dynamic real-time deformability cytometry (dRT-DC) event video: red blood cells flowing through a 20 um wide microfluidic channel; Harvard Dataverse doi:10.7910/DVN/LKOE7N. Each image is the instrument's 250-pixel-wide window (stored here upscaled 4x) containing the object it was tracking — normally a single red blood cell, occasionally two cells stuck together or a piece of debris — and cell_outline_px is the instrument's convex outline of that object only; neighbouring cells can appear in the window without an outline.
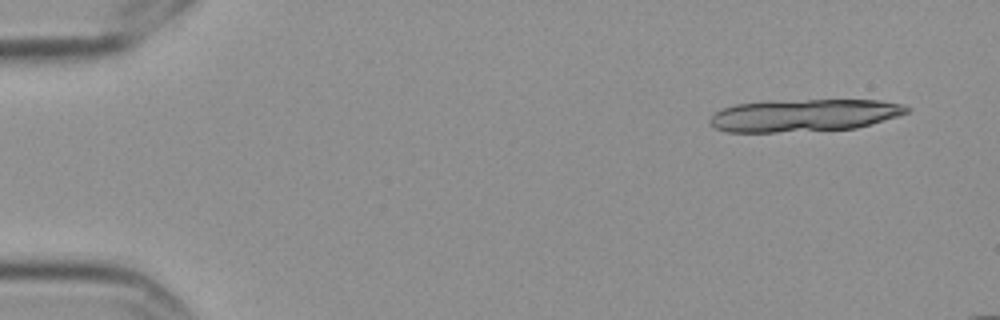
{"species": "Egyptian fruit bat (a non-hibernating species)", "species_latin": "Rousettus aegyptiacus", "temperature_condition": "cold", "stored_images_in_passage": 4, "camera_frame_rate_fps": 3000, "um_per_image_px": 0.085, "frame": {"image": 1, "passage_image": 1, "time_ms": 0.0, "image_size_px": [1000, 320], "cell_outline_px": [[912, 108], [908, 112], [896, 116], [856, 128], [776, 132], [724, 132], [716, 128], [708, 120], [720, 108], [736, 104], [768, 100], [880, 100], [904, 104]], "centroid_in_image_um": [68.31, 9.79], "position_along_channel_um": 16.7, "area_um2": 37.28}}